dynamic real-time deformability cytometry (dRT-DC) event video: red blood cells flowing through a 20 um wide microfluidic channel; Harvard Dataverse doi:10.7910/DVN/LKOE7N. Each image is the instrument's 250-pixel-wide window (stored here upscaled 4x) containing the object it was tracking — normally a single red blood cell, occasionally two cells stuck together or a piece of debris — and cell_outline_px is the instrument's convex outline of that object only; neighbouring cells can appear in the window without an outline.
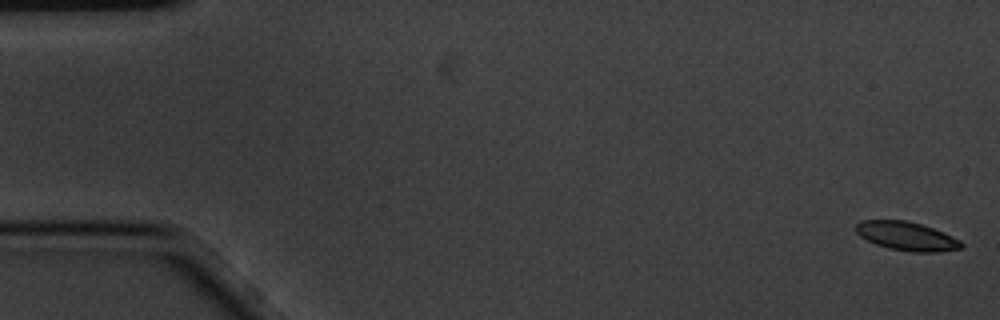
{"species": "common noctule bat (a hibernating species)", "species_latin": "Nyctalus noctula", "temperature_condition": "cold", "stored_images_in_passage": 5, "camera_frame_rate_fps": 3000, "um_per_image_px": 0.085, "animal": {"sex": "male", "body_mass_g": 20.1, "forearm_length_mm": 53.5}, "frame": {"image": 1, "passage_image": 1, "time_ms": 0.0, "image_size_px": [1000, 320], "cell_outline_px": [[964, 244], [960, 248], [940, 252], [912, 252], [888, 248], [876, 244], [860, 236], [856, 232], [856, 224], [860, 220], [904, 220], [920, 224], [944, 232], [960, 240]], "centroid_in_image_um": [77.07, 20.07], "position_along_channel_um": 7.9, "area_um2": 17.57}}
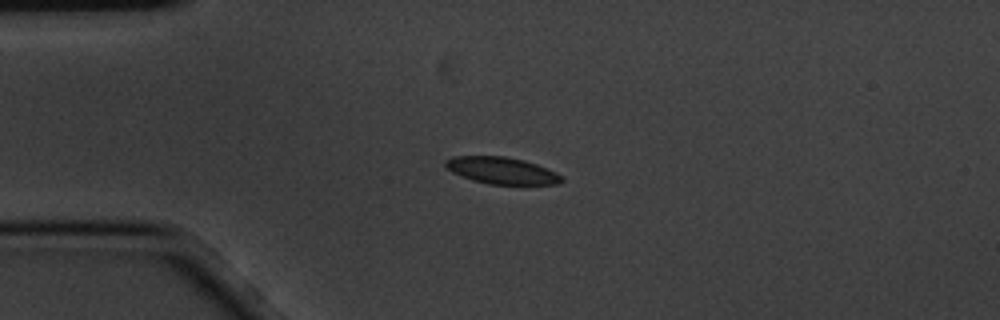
{"frame": {"image": 2, "passage_image": 4, "time_ms": 1.0, "image_size_px": [1000, 320], "cell_outline_px": [[564, 180], [560, 184], [488, 184], [472, 180], [452, 172], [444, 164], [444, 160], [452, 156], [504, 156], [524, 160], [536, 164], [556, 172], [564, 176]], "centroid_in_image_um": [42.66, 14.49], "position_along_channel_um": 42.3, "area_um2": 18.21}}